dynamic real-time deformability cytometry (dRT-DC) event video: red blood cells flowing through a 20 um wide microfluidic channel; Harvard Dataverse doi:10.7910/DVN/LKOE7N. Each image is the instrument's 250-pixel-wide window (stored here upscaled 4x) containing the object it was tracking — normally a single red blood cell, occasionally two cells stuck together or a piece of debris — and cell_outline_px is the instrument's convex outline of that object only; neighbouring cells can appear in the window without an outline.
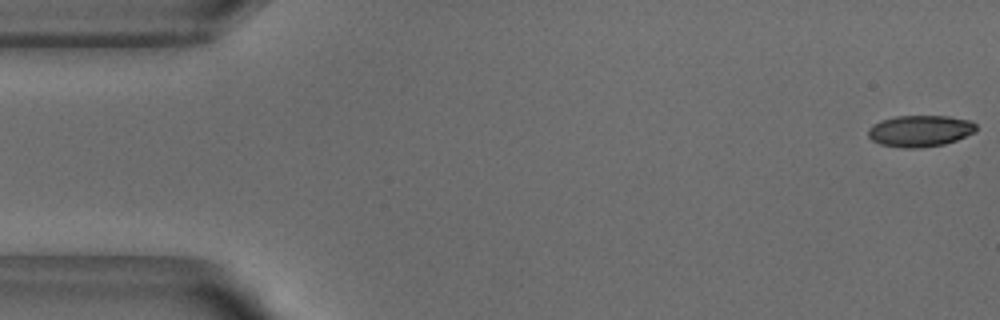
{"species": "common noctule bat (a hibernating species)", "species_latin": "Nyctalus noctula", "temperature_condition": "warm", "stored_images_in_passage": 52, "camera_frame_rate_fps": 3000, "um_per_image_px": 0.085, "animal": {"sex": "male", "body_mass_g": 18.8}, "frame": {"image": 1, "passage_image": 1, "time_ms": 0.0, "image_size_px": [1000, 320], "cell_outline_px": [[976, 132], [956, 140], [944, 144], [920, 148], [904, 148], [880, 144], [872, 140], [868, 136], [868, 128], [872, 124], [880, 120], [896, 116], [948, 116], [972, 120], [976, 124]], "centroid_in_image_um": [78.2, 11.12], "position_along_channel_um": 6.8, "area_um2": 20.0}}
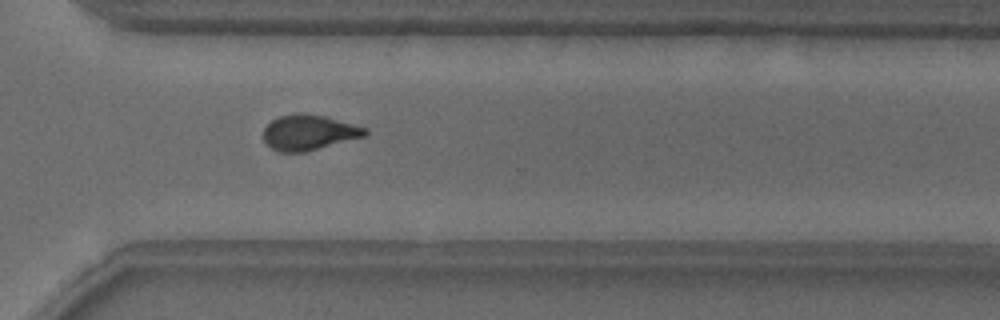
{"frame": {"image": 2, "passage_image": 37, "time_ms": 12.0, "image_size_px": [1000, 320], "cell_outline_px": [[368, 132], [364, 136], [304, 152], [280, 152], [272, 148], [264, 140], [264, 128], [272, 120], [280, 116], [300, 112], [324, 116], [368, 128]], "centroid_in_image_um": [26.25, 11.25], "position_along_channel_um": 344.4, "area_um2": 20.63}}
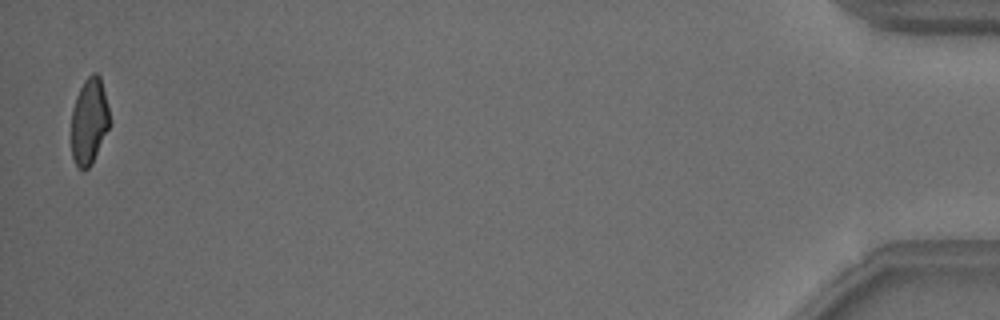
{"frame": {"image": 3, "passage_image": 51, "time_ms": 16.667, "image_size_px": [1000, 320], "cell_outline_px": [[108, 128], [92, 164], [84, 172], [72, 160], [72, 108], [76, 96], [84, 80], [92, 72], [96, 72], [100, 76], [108, 108]], "centroid_in_image_um": [7.55, 10.31], "position_along_channel_um": 427.6, "area_um2": 19.02}}